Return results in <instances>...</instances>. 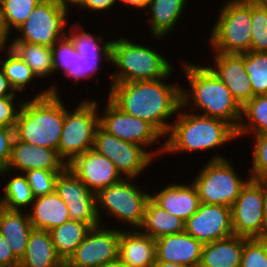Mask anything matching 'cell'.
Segmentation results:
<instances>
[{"label": "cell", "instance_id": "1", "mask_svg": "<svg viewBox=\"0 0 267 267\" xmlns=\"http://www.w3.org/2000/svg\"><path fill=\"white\" fill-rule=\"evenodd\" d=\"M173 72L157 80L110 84L107 97L124 113L149 122L166 137L172 125L169 120L182 105V86L165 82Z\"/></svg>", "mask_w": 267, "mask_h": 267}, {"label": "cell", "instance_id": "2", "mask_svg": "<svg viewBox=\"0 0 267 267\" xmlns=\"http://www.w3.org/2000/svg\"><path fill=\"white\" fill-rule=\"evenodd\" d=\"M58 92L53 84L22 102L14 127L17 140L58 151L66 105Z\"/></svg>", "mask_w": 267, "mask_h": 267}, {"label": "cell", "instance_id": "3", "mask_svg": "<svg viewBox=\"0 0 267 267\" xmlns=\"http://www.w3.org/2000/svg\"><path fill=\"white\" fill-rule=\"evenodd\" d=\"M182 66L190 86L189 89L182 86V106L192 111L200 109L201 113L198 114L224 120L237 130L242 107L225 84L206 65L184 61Z\"/></svg>", "mask_w": 267, "mask_h": 267}, {"label": "cell", "instance_id": "4", "mask_svg": "<svg viewBox=\"0 0 267 267\" xmlns=\"http://www.w3.org/2000/svg\"><path fill=\"white\" fill-rule=\"evenodd\" d=\"M175 117L164 141L165 155L207 152L237 139L236 130L224 120L194 114L182 105Z\"/></svg>", "mask_w": 267, "mask_h": 267}, {"label": "cell", "instance_id": "5", "mask_svg": "<svg viewBox=\"0 0 267 267\" xmlns=\"http://www.w3.org/2000/svg\"><path fill=\"white\" fill-rule=\"evenodd\" d=\"M166 56L155 49L120 37L111 40L110 65L116 68L111 73L110 84L142 80H157L166 77L173 69Z\"/></svg>", "mask_w": 267, "mask_h": 267}, {"label": "cell", "instance_id": "6", "mask_svg": "<svg viewBox=\"0 0 267 267\" xmlns=\"http://www.w3.org/2000/svg\"><path fill=\"white\" fill-rule=\"evenodd\" d=\"M220 7L209 43L214 52L243 54L251 45V4L226 0Z\"/></svg>", "mask_w": 267, "mask_h": 267}, {"label": "cell", "instance_id": "7", "mask_svg": "<svg viewBox=\"0 0 267 267\" xmlns=\"http://www.w3.org/2000/svg\"><path fill=\"white\" fill-rule=\"evenodd\" d=\"M214 154L193 178L192 183L200 203L231 207L250 177L244 180L230 161L219 153Z\"/></svg>", "mask_w": 267, "mask_h": 267}, {"label": "cell", "instance_id": "8", "mask_svg": "<svg viewBox=\"0 0 267 267\" xmlns=\"http://www.w3.org/2000/svg\"><path fill=\"white\" fill-rule=\"evenodd\" d=\"M132 180L135 181L133 178H123L96 194V211L100 224L104 222L101 220V214L105 211L111 218L114 217V220L126 223L134 229L141 226L145 206L151 194L143 191L140 185L136 186Z\"/></svg>", "mask_w": 267, "mask_h": 267}, {"label": "cell", "instance_id": "9", "mask_svg": "<svg viewBox=\"0 0 267 267\" xmlns=\"http://www.w3.org/2000/svg\"><path fill=\"white\" fill-rule=\"evenodd\" d=\"M98 102L84 99L72 111L65 107V119L59 141L58 156L67 165L76 156L94 147L99 126Z\"/></svg>", "mask_w": 267, "mask_h": 267}, {"label": "cell", "instance_id": "10", "mask_svg": "<svg viewBox=\"0 0 267 267\" xmlns=\"http://www.w3.org/2000/svg\"><path fill=\"white\" fill-rule=\"evenodd\" d=\"M69 6L52 0H41L16 31L18 36L10 41H23L52 47L68 31Z\"/></svg>", "mask_w": 267, "mask_h": 267}, {"label": "cell", "instance_id": "11", "mask_svg": "<svg viewBox=\"0 0 267 267\" xmlns=\"http://www.w3.org/2000/svg\"><path fill=\"white\" fill-rule=\"evenodd\" d=\"M162 144L157 150L150 151L109 134L99 125L93 149L112 161L123 178L137 179L155 160V156L158 158L164 154V143Z\"/></svg>", "mask_w": 267, "mask_h": 267}, {"label": "cell", "instance_id": "12", "mask_svg": "<svg viewBox=\"0 0 267 267\" xmlns=\"http://www.w3.org/2000/svg\"><path fill=\"white\" fill-rule=\"evenodd\" d=\"M232 228L237 236L267 238L264 180L249 179L231 206Z\"/></svg>", "mask_w": 267, "mask_h": 267}, {"label": "cell", "instance_id": "13", "mask_svg": "<svg viewBox=\"0 0 267 267\" xmlns=\"http://www.w3.org/2000/svg\"><path fill=\"white\" fill-rule=\"evenodd\" d=\"M106 101L99 125L109 134L145 149L164 138L149 122L124 113L108 97Z\"/></svg>", "mask_w": 267, "mask_h": 267}, {"label": "cell", "instance_id": "14", "mask_svg": "<svg viewBox=\"0 0 267 267\" xmlns=\"http://www.w3.org/2000/svg\"><path fill=\"white\" fill-rule=\"evenodd\" d=\"M121 230L103 224L91 228L65 267H98L118 259Z\"/></svg>", "mask_w": 267, "mask_h": 267}, {"label": "cell", "instance_id": "15", "mask_svg": "<svg viewBox=\"0 0 267 267\" xmlns=\"http://www.w3.org/2000/svg\"><path fill=\"white\" fill-rule=\"evenodd\" d=\"M55 192L66 204L70 220L88 224L91 228L100 225L94 194L66 166L58 175Z\"/></svg>", "mask_w": 267, "mask_h": 267}, {"label": "cell", "instance_id": "16", "mask_svg": "<svg viewBox=\"0 0 267 267\" xmlns=\"http://www.w3.org/2000/svg\"><path fill=\"white\" fill-rule=\"evenodd\" d=\"M185 232L202 244L233 235L231 207L200 203L197 211L185 221Z\"/></svg>", "mask_w": 267, "mask_h": 267}, {"label": "cell", "instance_id": "17", "mask_svg": "<svg viewBox=\"0 0 267 267\" xmlns=\"http://www.w3.org/2000/svg\"><path fill=\"white\" fill-rule=\"evenodd\" d=\"M66 166L94 194L123 179L112 161L93 148L76 156Z\"/></svg>", "mask_w": 267, "mask_h": 267}, {"label": "cell", "instance_id": "18", "mask_svg": "<svg viewBox=\"0 0 267 267\" xmlns=\"http://www.w3.org/2000/svg\"><path fill=\"white\" fill-rule=\"evenodd\" d=\"M215 64L206 65L230 90L233 98L243 107L252 97L253 89L244 66L243 54L216 52Z\"/></svg>", "mask_w": 267, "mask_h": 267}, {"label": "cell", "instance_id": "19", "mask_svg": "<svg viewBox=\"0 0 267 267\" xmlns=\"http://www.w3.org/2000/svg\"><path fill=\"white\" fill-rule=\"evenodd\" d=\"M66 167L65 162L58 156L55 150L50 148L31 145L24 141H13L12 153L7 169L0 172V176L8 177L13 170L22 174L32 169L42 170H63Z\"/></svg>", "mask_w": 267, "mask_h": 267}, {"label": "cell", "instance_id": "20", "mask_svg": "<svg viewBox=\"0 0 267 267\" xmlns=\"http://www.w3.org/2000/svg\"><path fill=\"white\" fill-rule=\"evenodd\" d=\"M203 244L185 231L156 239V260L199 267Z\"/></svg>", "mask_w": 267, "mask_h": 267}, {"label": "cell", "instance_id": "21", "mask_svg": "<svg viewBox=\"0 0 267 267\" xmlns=\"http://www.w3.org/2000/svg\"><path fill=\"white\" fill-rule=\"evenodd\" d=\"M150 197L168 213L183 221L189 219L200 205L197 190L192 182L188 185L170 183L160 192L152 193Z\"/></svg>", "mask_w": 267, "mask_h": 267}, {"label": "cell", "instance_id": "22", "mask_svg": "<svg viewBox=\"0 0 267 267\" xmlns=\"http://www.w3.org/2000/svg\"><path fill=\"white\" fill-rule=\"evenodd\" d=\"M132 229L121 230L118 258L126 267H151L156 261V240Z\"/></svg>", "mask_w": 267, "mask_h": 267}, {"label": "cell", "instance_id": "23", "mask_svg": "<svg viewBox=\"0 0 267 267\" xmlns=\"http://www.w3.org/2000/svg\"><path fill=\"white\" fill-rule=\"evenodd\" d=\"M27 210L33 229L50 231L70 219L66 204L54 191L34 198Z\"/></svg>", "mask_w": 267, "mask_h": 267}, {"label": "cell", "instance_id": "24", "mask_svg": "<svg viewBox=\"0 0 267 267\" xmlns=\"http://www.w3.org/2000/svg\"><path fill=\"white\" fill-rule=\"evenodd\" d=\"M24 212V214H23ZM33 230L28 212L9 210L0 206V234L9 244L13 254L20 260Z\"/></svg>", "mask_w": 267, "mask_h": 267}, {"label": "cell", "instance_id": "25", "mask_svg": "<svg viewBox=\"0 0 267 267\" xmlns=\"http://www.w3.org/2000/svg\"><path fill=\"white\" fill-rule=\"evenodd\" d=\"M244 237L235 234L203 244L199 267H240Z\"/></svg>", "mask_w": 267, "mask_h": 267}, {"label": "cell", "instance_id": "26", "mask_svg": "<svg viewBox=\"0 0 267 267\" xmlns=\"http://www.w3.org/2000/svg\"><path fill=\"white\" fill-rule=\"evenodd\" d=\"M19 267H65L58 256L49 231L33 229Z\"/></svg>", "mask_w": 267, "mask_h": 267}, {"label": "cell", "instance_id": "27", "mask_svg": "<svg viewBox=\"0 0 267 267\" xmlns=\"http://www.w3.org/2000/svg\"><path fill=\"white\" fill-rule=\"evenodd\" d=\"M188 0H150L147 7L153 39L160 40L173 31L186 10ZM185 7V8H184Z\"/></svg>", "mask_w": 267, "mask_h": 267}, {"label": "cell", "instance_id": "28", "mask_svg": "<svg viewBox=\"0 0 267 267\" xmlns=\"http://www.w3.org/2000/svg\"><path fill=\"white\" fill-rule=\"evenodd\" d=\"M138 230L156 240L164 235L184 232L185 221L168 213L150 197L146 203L143 221Z\"/></svg>", "mask_w": 267, "mask_h": 267}, {"label": "cell", "instance_id": "29", "mask_svg": "<svg viewBox=\"0 0 267 267\" xmlns=\"http://www.w3.org/2000/svg\"><path fill=\"white\" fill-rule=\"evenodd\" d=\"M90 229L86 223L69 219L49 231L56 252L64 263L73 255Z\"/></svg>", "mask_w": 267, "mask_h": 267}, {"label": "cell", "instance_id": "30", "mask_svg": "<svg viewBox=\"0 0 267 267\" xmlns=\"http://www.w3.org/2000/svg\"><path fill=\"white\" fill-rule=\"evenodd\" d=\"M9 47L31 68L38 79L53 75L51 47L23 41H11Z\"/></svg>", "mask_w": 267, "mask_h": 267}, {"label": "cell", "instance_id": "31", "mask_svg": "<svg viewBox=\"0 0 267 267\" xmlns=\"http://www.w3.org/2000/svg\"><path fill=\"white\" fill-rule=\"evenodd\" d=\"M261 133H267V95L254 96L242 107L240 125L236 130L237 139Z\"/></svg>", "mask_w": 267, "mask_h": 267}, {"label": "cell", "instance_id": "32", "mask_svg": "<svg viewBox=\"0 0 267 267\" xmlns=\"http://www.w3.org/2000/svg\"><path fill=\"white\" fill-rule=\"evenodd\" d=\"M69 26L67 35L73 41L77 53L82 58H110L111 57V41L104 43L102 35L93 36L80 22H75ZM76 27V28H75ZM72 28V29H71ZM83 29V30H82ZM103 43V44H102Z\"/></svg>", "mask_w": 267, "mask_h": 267}, {"label": "cell", "instance_id": "33", "mask_svg": "<svg viewBox=\"0 0 267 267\" xmlns=\"http://www.w3.org/2000/svg\"><path fill=\"white\" fill-rule=\"evenodd\" d=\"M4 59H0V68L8 78L9 84L15 92L25 91L27 85L34 84L37 77L31 68L10 48H5ZM26 87V88H25Z\"/></svg>", "mask_w": 267, "mask_h": 267}, {"label": "cell", "instance_id": "34", "mask_svg": "<svg viewBox=\"0 0 267 267\" xmlns=\"http://www.w3.org/2000/svg\"><path fill=\"white\" fill-rule=\"evenodd\" d=\"M12 174L13 178L9 177L8 182L5 183L3 196L0 197V206L9 210L22 211L24 208L30 210L34 196L28 184L26 176L22 173ZM23 207V208H22Z\"/></svg>", "mask_w": 267, "mask_h": 267}, {"label": "cell", "instance_id": "35", "mask_svg": "<svg viewBox=\"0 0 267 267\" xmlns=\"http://www.w3.org/2000/svg\"><path fill=\"white\" fill-rule=\"evenodd\" d=\"M244 66L253 89V97L267 95V52L244 53Z\"/></svg>", "mask_w": 267, "mask_h": 267}, {"label": "cell", "instance_id": "36", "mask_svg": "<svg viewBox=\"0 0 267 267\" xmlns=\"http://www.w3.org/2000/svg\"><path fill=\"white\" fill-rule=\"evenodd\" d=\"M41 0H0L7 29L12 33L24 23Z\"/></svg>", "mask_w": 267, "mask_h": 267}, {"label": "cell", "instance_id": "37", "mask_svg": "<svg viewBox=\"0 0 267 267\" xmlns=\"http://www.w3.org/2000/svg\"><path fill=\"white\" fill-rule=\"evenodd\" d=\"M250 51L267 52V4H251Z\"/></svg>", "mask_w": 267, "mask_h": 267}, {"label": "cell", "instance_id": "38", "mask_svg": "<svg viewBox=\"0 0 267 267\" xmlns=\"http://www.w3.org/2000/svg\"><path fill=\"white\" fill-rule=\"evenodd\" d=\"M51 49L53 56V74L58 70H62L64 74L74 73L76 57L80 56L71 38L66 35L54 43Z\"/></svg>", "mask_w": 267, "mask_h": 267}, {"label": "cell", "instance_id": "39", "mask_svg": "<svg viewBox=\"0 0 267 267\" xmlns=\"http://www.w3.org/2000/svg\"><path fill=\"white\" fill-rule=\"evenodd\" d=\"M62 170L32 169L24 172L33 196H43L55 191V183Z\"/></svg>", "mask_w": 267, "mask_h": 267}, {"label": "cell", "instance_id": "40", "mask_svg": "<svg viewBox=\"0 0 267 267\" xmlns=\"http://www.w3.org/2000/svg\"><path fill=\"white\" fill-rule=\"evenodd\" d=\"M240 267H267V238L244 237Z\"/></svg>", "mask_w": 267, "mask_h": 267}, {"label": "cell", "instance_id": "41", "mask_svg": "<svg viewBox=\"0 0 267 267\" xmlns=\"http://www.w3.org/2000/svg\"><path fill=\"white\" fill-rule=\"evenodd\" d=\"M252 167L248 176L255 180L267 179V133L253 135Z\"/></svg>", "mask_w": 267, "mask_h": 267}, {"label": "cell", "instance_id": "42", "mask_svg": "<svg viewBox=\"0 0 267 267\" xmlns=\"http://www.w3.org/2000/svg\"><path fill=\"white\" fill-rule=\"evenodd\" d=\"M106 59V60H105ZM101 60L106 61L110 65V58H82L76 57L74 64V73H66V77L74 80L75 86H78L77 82L81 80H88L89 78H95L96 73L100 69ZM95 76V77H94Z\"/></svg>", "mask_w": 267, "mask_h": 267}, {"label": "cell", "instance_id": "43", "mask_svg": "<svg viewBox=\"0 0 267 267\" xmlns=\"http://www.w3.org/2000/svg\"><path fill=\"white\" fill-rule=\"evenodd\" d=\"M17 96L0 97V126L14 128L22 102ZM18 102V103H17Z\"/></svg>", "mask_w": 267, "mask_h": 267}, {"label": "cell", "instance_id": "44", "mask_svg": "<svg viewBox=\"0 0 267 267\" xmlns=\"http://www.w3.org/2000/svg\"><path fill=\"white\" fill-rule=\"evenodd\" d=\"M14 139V128L0 126V172L9 165Z\"/></svg>", "mask_w": 267, "mask_h": 267}, {"label": "cell", "instance_id": "45", "mask_svg": "<svg viewBox=\"0 0 267 267\" xmlns=\"http://www.w3.org/2000/svg\"><path fill=\"white\" fill-rule=\"evenodd\" d=\"M118 0H79V2L75 5L78 6V9L81 10L87 9L92 12H101L108 11V9L113 8V6L117 5Z\"/></svg>", "mask_w": 267, "mask_h": 267}, {"label": "cell", "instance_id": "46", "mask_svg": "<svg viewBox=\"0 0 267 267\" xmlns=\"http://www.w3.org/2000/svg\"><path fill=\"white\" fill-rule=\"evenodd\" d=\"M20 260L13 254L9 244L0 234V267H19Z\"/></svg>", "mask_w": 267, "mask_h": 267}, {"label": "cell", "instance_id": "47", "mask_svg": "<svg viewBox=\"0 0 267 267\" xmlns=\"http://www.w3.org/2000/svg\"><path fill=\"white\" fill-rule=\"evenodd\" d=\"M10 35L12 34L6 27L2 10L0 7V55H2L1 53L4 51L5 48H8L10 46L11 43V41H9L10 40L9 37H11Z\"/></svg>", "mask_w": 267, "mask_h": 267}, {"label": "cell", "instance_id": "48", "mask_svg": "<svg viewBox=\"0 0 267 267\" xmlns=\"http://www.w3.org/2000/svg\"><path fill=\"white\" fill-rule=\"evenodd\" d=\"M16 96V92L9 84L8 78L5 76L4 71L0 68V97Z\"/></svg>", "mask_w": 267, "mask_h": 267}, {"label": "cell", "instance_id": "49", "mask_svg": "<svg viewBox=\"0 0 267 267\" xmlns=\"http://www.w3.org/2000/svg\"><path fill=\"white\" fill-rule=\"evenodd\" d=\"M121 4H124L126 6H130L134 9H141L143 8L146 10L148 7V4L150 0H118Z\"/></svg>", "mask_w": 267, "mask_h": 267}, {"label": "cell", "instance_id": "50", "mask_svg": "<svg viewBox=\"0 0 267 267\" xmlns=\"http://www.w3.org/2000/svg\"><path fill=\"white\" fill-rule=\"evenodd\" d=\"M151 267H190L184 264L178 263H169V262H162V261H155V263Z\"/></svg>", "mask_w": 267, "mask_h": 267}, {"label": "cell", "instance_id": "51", "mask_svg": "<svg viewBox=\"0 0 267 267\" xmlns=\"http://www.w3.org/2000/svg\"><path fill=\"white\" fill-rule=\"evenodd\" d=\"M98 267H126L123 262L118 258L116 260H113L111 262H107L105 264H102Z\"/></svg>", "mask_w": 267, "mask_h": 267}, {"label": "cell", "instance_id": "52", "mask_svg": "<svg viewBox=\"0 0 267 267\" xmlns=\"http://www.w3.org/2000/svg\"><path fill=\"white\" fill-rule=\"evenodd\" d=\"M264 213H265V222L267 229V179H264Z\"/></svg>", "mask_w": 267, "mask_h": 267}, {"label": "cell", "instance_id": "53", "mask_svg": "<svg viewBox=\"0 0 267 267\" xmlns=\"http://www.w3.org/2000/svg\"><path fill=\"white\" fill-rule=\"evenodd\" d=\"M52 1L61 3L65 6H68V5L69 6H72V5L75 6L79 2V0H52Z\"/></svg>", "mask_w": 267, "mask_h": 267}, {"label": "cell", "instance_id": "54", "mask_svg": "<svg viewBox=\"0 0 267 267\" xmlns=\"http://www.w3.org/2000/svg\"><path fill=\"white\" fill-rule=\"evenodd\" d=\"M250 4H267V0H240Z\"/></svg>", "mask_w": 267, "mask_h": 267}]
</instances>
